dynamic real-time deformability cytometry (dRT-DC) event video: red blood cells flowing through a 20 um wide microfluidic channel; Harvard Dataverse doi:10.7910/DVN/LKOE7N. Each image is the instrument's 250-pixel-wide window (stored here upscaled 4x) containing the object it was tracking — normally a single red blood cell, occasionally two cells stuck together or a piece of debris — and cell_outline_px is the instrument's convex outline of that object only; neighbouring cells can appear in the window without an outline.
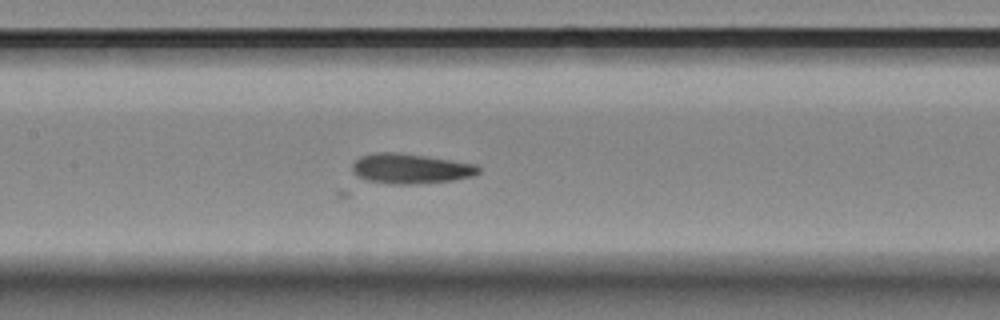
{"species": "Egyptian fruit bat (a non-hibernating species)", "species_latin": "Rousettus aegyptiacus", "temperature_condition": "room temperature", "stored_images_in_passage": 37, "camera_frame_rate_fps": 3000, "um_per_image_px": 0.085, "animal": {"sex": "female"}, "frame": {"image": 1, "passage_image": 10, "time_ms": 3.0, "image_size_px": [1000, 320], "cell_outline_px": [[480, 172], [472, 176], [452, 180], [412, 184], [392, 184], [364, 180], [356, 176], [352, 172], [352, 164], [360, 156], [372, 152], [400, 152], [428, 156], [476, 164], [480, 168]], "centroid_in_image_um": [34.85, 14.32], "position_along_channel_um": 172.6, "area_um2": 22.31}}
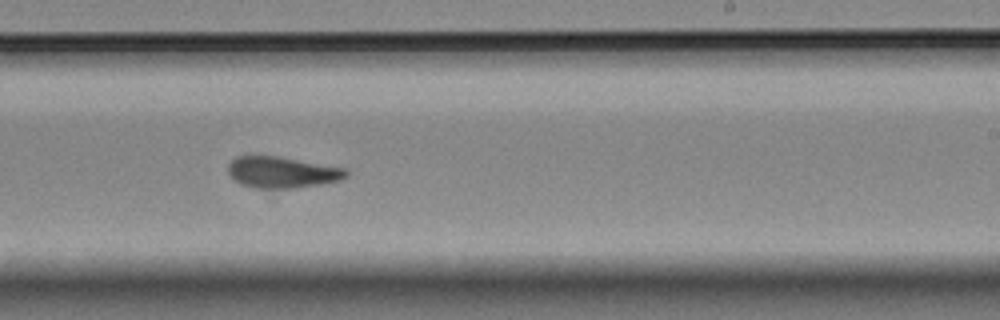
{"frame": {"image": 2, "passage_image": 18, "time_ms": 5.667, "image_size_px": [1000, 320], "cell_outline_px": [[348, 176], [340, 180], [320, 184], [292, 188], [256, 188], [240, 184], [232, 180], [228, 172], [228, 164], [236, 156], [276, 156], [348, 168]], "centroid_in_image_um": [23.97, 14.64], "position_along_channel_um": 265.0, "area_um2": 21.62}}
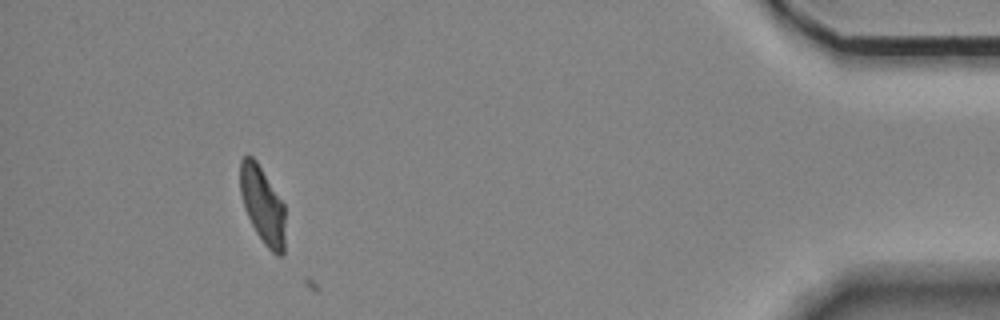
{"frame": {"image": 3, "passage_image": 36, "time_ms": 11.667, "image_size_px": [1000, 320], "cell_outline_px": [[284, 252], [280, 256], [276, 256], [264, 244], [256, 232], [244, 208], [240, 192], [240, 160], [244, 156], [252, 156], [256, 160], [284, 204]], "centroid_in_image_um": [22.31, 17.43], "position_along_channel_um": 412.9, "area_um2": 20.06}}